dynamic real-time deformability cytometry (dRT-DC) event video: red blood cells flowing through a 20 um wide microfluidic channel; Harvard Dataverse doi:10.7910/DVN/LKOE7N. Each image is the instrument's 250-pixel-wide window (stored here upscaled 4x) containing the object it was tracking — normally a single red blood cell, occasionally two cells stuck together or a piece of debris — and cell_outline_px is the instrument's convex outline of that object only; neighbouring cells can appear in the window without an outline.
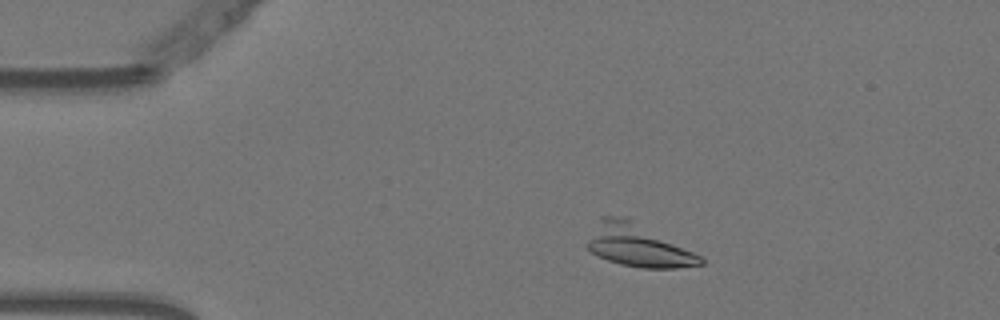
{"species": "Egyptian fruit bat (a non-hibernating species)", "species_latin": "Rousettus aegyptiacus", "temperature_condition": "warm", "stored_images_in_passage": 42, "camera_frame_rate_fps": 3000, "um_per_image_px": 0.085, "animal": {"sex": "female"}, "frame": {"image": 1, "passage_image": 9, "time_ms": 2.667, "image_size_px": [1000, 320], "cell_outline_px": [[704, 264], [676, 268], [640, 268], [620, 264], [608, 260], [592, 252], [584, 244], [600, 216], [628, 216], [700, 256], [704, 260]], "centroid_in_image_um": [54.17, 20.84], "position_along_channel_um": 30.8, "area_um2": 28.09}}
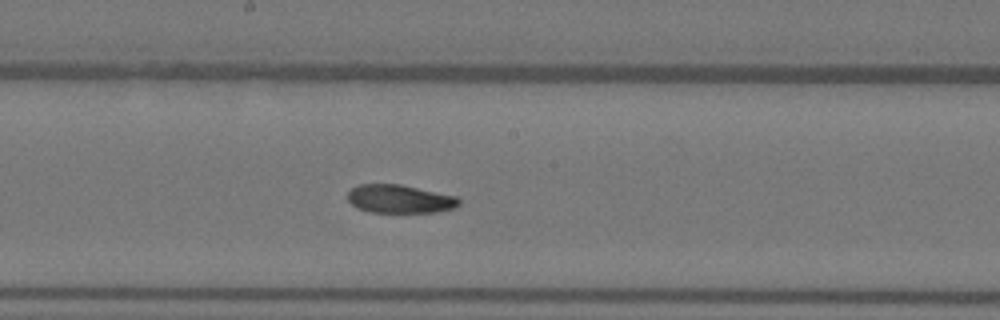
{"frame": {"image": 2, "passage_image": 28, "time_ms": 9.0, "image_size_px": [1000, 320], "cell_outline_px": [[460, 204], [452, 208], [436, 212], [372, 212], [356, 208], [348, 200], [348, 192], [352, 188], [360, 184], [400, 184], [456, 196], [460, 200]], "centroid_in_image_um": [33.96, 16.91], "position_along_channel_um": 214.2, "area_um2": 18.26}}
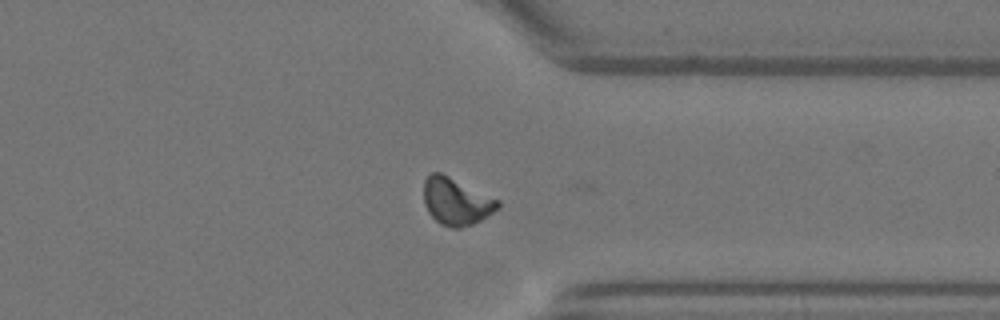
{"frame": {"image": 3, "passage_image": 41, "time_ms": 13.333, "image_size_px": [1000, 320], "cell_outline_px": [[500, 208], [480, 220], [472, 224], [460, 228], [452, 228], [440, 224], [428, 212], [424, 204], [424, 180], [432, 172], [440, 172], [500, 200]], "centroid_in_image_um": [38.78, 17.13], "position_along_channel_um": 372.6, "area_um2": 20.29}, "authors_computed_cell_mechanics": {"area_um2": 19.7387, "velocity_mm_per_s": 3.7237, "shape_relaxation_time_tau1_ms": 10.5829, "shape_relaxation_time_tau2_ms": 4.3036, "deformation_change_tau1": 0.2431, "deformation_change_tau2": 0.1037}}